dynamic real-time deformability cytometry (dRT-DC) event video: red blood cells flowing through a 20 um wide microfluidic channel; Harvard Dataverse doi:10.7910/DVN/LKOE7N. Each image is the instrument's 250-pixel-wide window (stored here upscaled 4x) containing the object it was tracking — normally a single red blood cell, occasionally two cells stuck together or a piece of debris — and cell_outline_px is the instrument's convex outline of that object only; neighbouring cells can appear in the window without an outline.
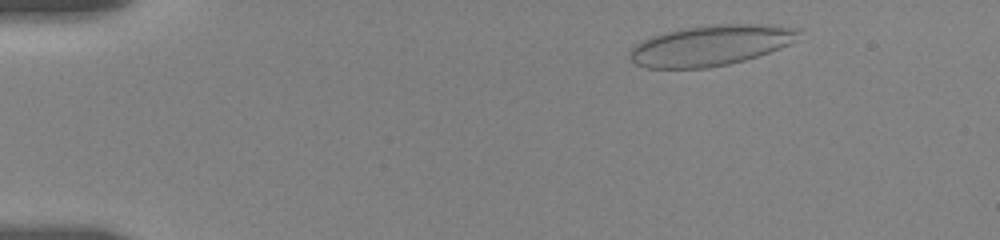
{"species": "human", "species_latin": "Homo sapiens", "temperature_condition": "room temperature", "stored_images_in_passage": 51, "camera_frame_rate_fps": 3000, "um_per_image_px": 0.085, "donor": {"sex": "female"}, "frame": {"image": 1, "passage_image": 4, "time_ms": 1.0, "image_size_px": [1000, 240], "cell_outline_px": [[804, 28], [796, 40], [780, 48], [744, 60], [728, 64], [708, 68], [644, 68], [636, 64], [628, 56], [628, 52], [636, 44], [652, 36], [684, 28], [716, 24], [776, 24]], "centroid_in_image_um": [60.46, 3.85], "position_along_channel_um": 24.5, "area_um2": 40.06}}
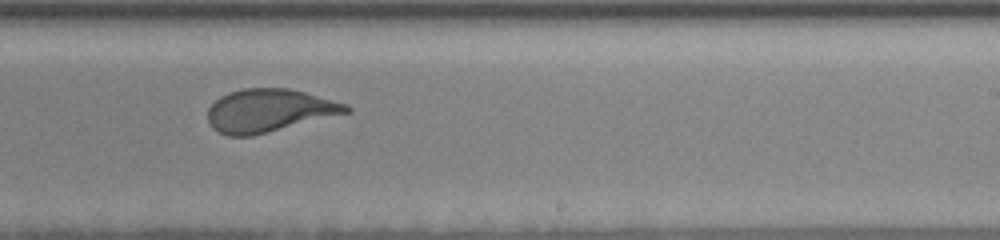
{"frame": {"image": 2, "passage_image": 31, "time_ms": 10.0, "image_size_px": [1000, 240], "cell_outline_px": [[352, 112], [252, 136], [228, 136], [212, 128], [208, 124], [208, 108], [220, 96], [228, 92], [244, 88], [288, 88], [304, 92], [348, 104], [352, 108]], "centroid_in_image_um": [22.88, 9.4], "position_along_channel_um": 266.1, "area_um2": 34.8}}
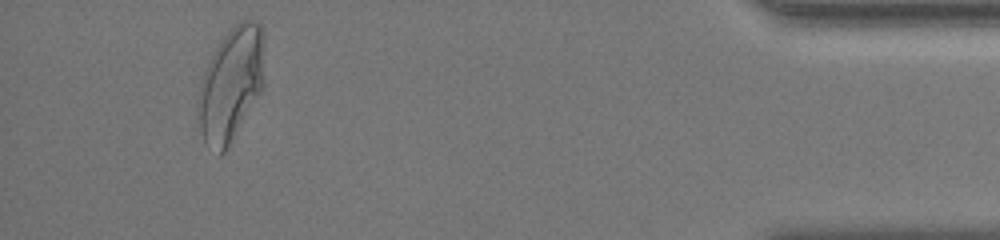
{"frame": {"image": 3, "passage_image": 48, "time_ms": 15.667, "image_size_px": [1000, 240], "cell_outline_px": [[264, 84], [260, 92], [224, 152], [220, 156], [204, 140], [200, 128], [196, 108], [196, 104], [200, 80], [220, 40], [240, 20], [252, 20], [260, 24], [264, 32]], "centroid_in_image_um": [19.63, 7.12], "position_along_channel_um": 415.6, "area_um2": 43.64}, "authors_computed_cell_mechanics": {"area_um2": 37.57, "velocity_mm_per_s": 3.6376, "shape_relaxation_time_tau1_ms": 6.5873, "shape_relaxation_time_tau2_ms": null, "deformation_change_tau1": 0.1972, "deformation_change_tau2": null}}